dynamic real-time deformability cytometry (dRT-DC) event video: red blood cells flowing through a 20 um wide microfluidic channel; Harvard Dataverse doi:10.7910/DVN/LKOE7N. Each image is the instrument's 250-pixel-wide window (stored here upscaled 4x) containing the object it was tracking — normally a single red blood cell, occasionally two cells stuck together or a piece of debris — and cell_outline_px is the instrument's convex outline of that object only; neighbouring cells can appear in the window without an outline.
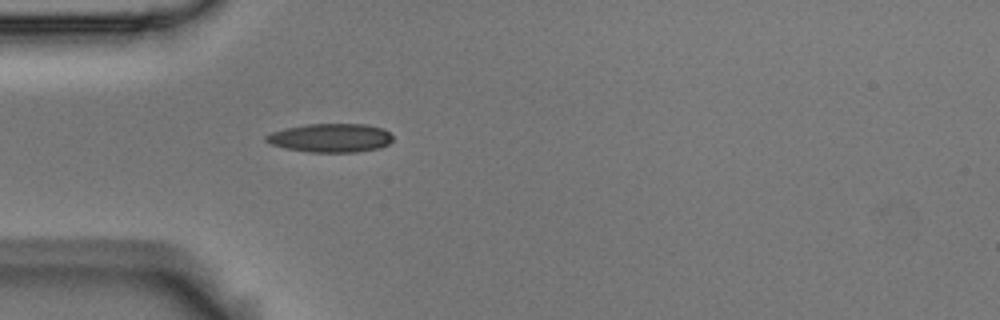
{"species": "Egyptian fruit bat (a non-hibernating species)", "species_latin": "Rousettus aegyptiacus", "temperature_condition": "room temperature", "stored_images_in_passage": 39, "camera_frame_rate_fps": 3000, "um_per_image_px": 0.085, "animal": {"sex": "male"}, "frame": {"image": 1, "passage_image": 1, "time_ms": 0.0, "image_size_px": [1000, 320], "cell_outline_px": [[392, 140], [388, 144], [380, 148], [356, 152], [308, 152], [288, 148], [272, 144], [264, 140], [264, 136], [272, 132], [284, 128], [308, 124], [364, 124], [384, 128], [392, 136]], "centroid_in_image_um": [28.11, 11.71], "position_along_channel_um": 56.9, "area_um2": 21.15}}
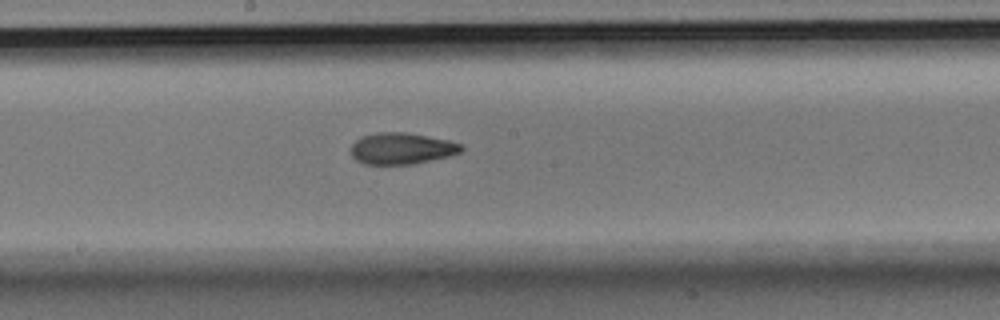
{"frame": {"image": 2, "passage_image": 14, "time_ms": 4.333, "image_size_px": [1000, 320], "cell_outline_px": [[464, 148], [460, 152], [452, 156], [416, 164], [364, 164], [356, 160], [352, 156], [352, 144], [360, 136], [376, 132], [404, 132], [428, 136], [448, 140], [460, 144]], "centroid_in_image_um": [34.15, 12.62], "position_along_channel_um": 214.0, "area_um2": 20.4}}
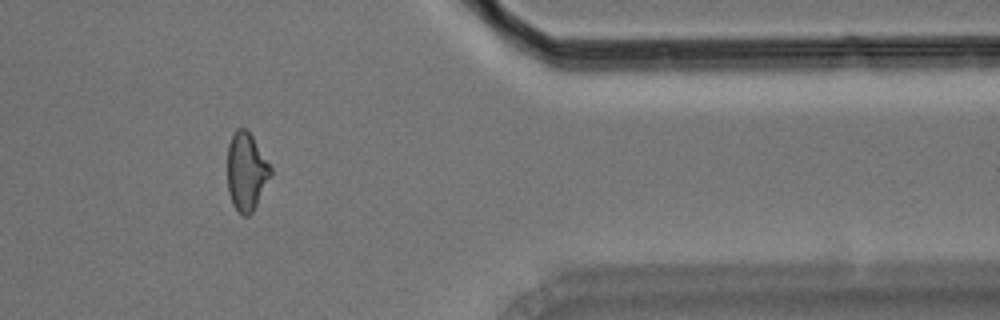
{"frame": {"image": 3, "passage_image": 30, "time_ms": 9.667, "image_size_px": [1000, 320], "cell_outline_px": [[272, 172], [252, 212], [248, 216], [244, 216], [232, 204], [228, 192], [228, 144], [236, 128], [248, 128], [272, 168]], "centroid_in_image_um": [20.93, 14.54], "position_along_channel_um": 390.5, "area_um2": 19.48}, "authors_computed_cell_mechanics": {"area_um2": 20.1144, "velocity_mm_per_s": 3.7035, "shape_relaxation_time_tau1_ms": 6.2013, "shape_relaxation_time_tau2_ms": 2.6509, "deformation_change_tau1": 0.1651, "deformation_change_tau2": 0.0972}}